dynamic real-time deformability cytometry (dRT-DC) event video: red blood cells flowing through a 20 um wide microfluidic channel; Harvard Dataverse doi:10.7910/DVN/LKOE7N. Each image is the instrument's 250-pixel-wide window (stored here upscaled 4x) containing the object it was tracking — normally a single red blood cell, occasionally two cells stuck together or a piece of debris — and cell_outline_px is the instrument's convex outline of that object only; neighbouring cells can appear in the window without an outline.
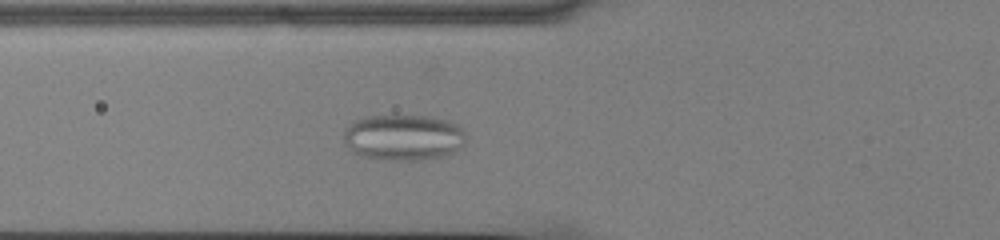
{"species": "common noctule bat (a hibernating species)", "species_latin": "Nyctalus noctula", "temperature_condition": "cold", "stored_images_in_passage": 52, "camera_frame_rate_fps": 3000, "um_per_image_px": 0.085, "animal": {"sex": "male", "body_mass_g": 13.0, "forearm_length_mm": 53.1}, "frame": {"image": 1, "passage_image": 18, "time_ms": 5.667, "image_size_px": [1000, 240], "cell_outline_px": [[464, 144], [460, 148], [452, 152], [440, 156], [424, 160], [380, 160], [364, 156], [352, 152], [344, 144], [344, 132], [352, 120], [364, 116], [432, 116], [448, 120], [456, 124], [464, 132]], "centroid_in_image_um": [34.25, 11.68], "position_along_channel_um": 91.6, "area_um2": 32.95}}
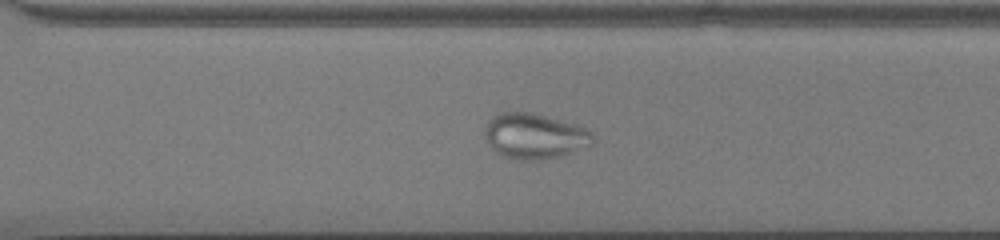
{"frame": {"image": 2, "passage_image": 37, "time_ms": 12.0, "image_size_px": [1000, 240], "cell_outline_px": [[592, 144], [588, 148], [560, 156], [540, 160], [524, 160], [504, 156], [496, 152], [488, 144], [484, 132], [488, 120], [492, 116], [500, 112], [532, 112], [580, 124], [588, 128], [592, 132]], "centroid_in_image_um": [45.48, 11.55], "position_along_channel_um": 325.1, "area_um2": 29.07}}
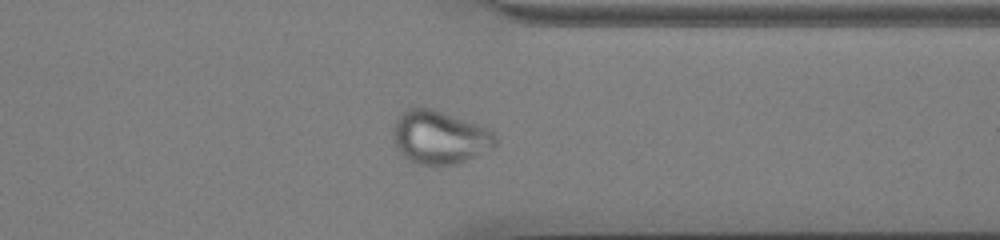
{"frame": {"image": 3, "passage_image": 41, "time_ms": 13.333, "image_size_px": [1000, 240], "cell_outline_px": [[496, 144], [492, 148], [456, 164], [420, 164], [404, 156], [396, 148], [392, 136], [392, 132], [396, 120], [408, 108], [432, 108], [480, 124], [488, 128], [496, 136]], "centroid_in_image_um": [37.37, 11.65], "position_along_channel_um": 374.0, "area_um2": 31.44}}